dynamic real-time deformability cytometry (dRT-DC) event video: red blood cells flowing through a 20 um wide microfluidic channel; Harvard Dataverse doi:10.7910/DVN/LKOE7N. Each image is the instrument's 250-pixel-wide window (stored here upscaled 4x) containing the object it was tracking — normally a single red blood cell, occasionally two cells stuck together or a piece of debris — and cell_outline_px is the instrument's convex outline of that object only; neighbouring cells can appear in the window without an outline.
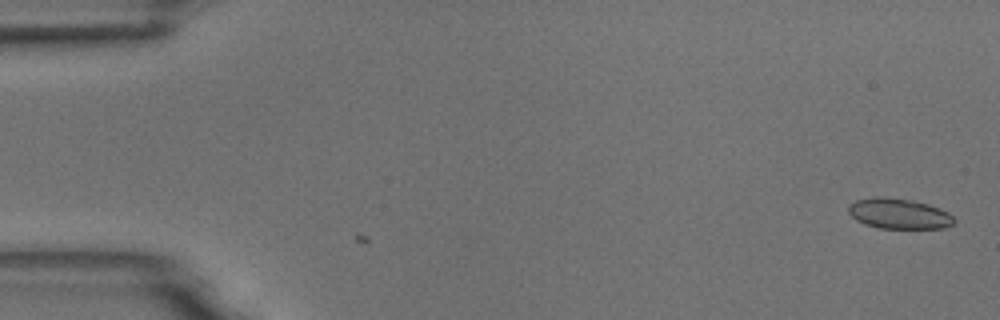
{"species": "common noctule bat (a hibernating species)", "species_latin": "Nyctalus noctula", "temperature_condition": "room temperature", "stored_images_in_passage": 4, "camera_frame_rate_fps": 3000, "um_per_image_px": 0.085, "animal": {"sex": "male", "body_mass_g": 18.8}, "frame": {"image": 1, "passage_image": 4, "time_ms": 1.0, "image_size_px": [1000, 320], "cell_outline_px": [[956, 220], [952, 224], [944, 228], [880, 228], [864, 224], [856, 220], [848, 212], [848, 204], [856, 200], [876, 196], [884, 196], [908, 200], [928, 204], [948, 212]], "centroid_in_image_um": [76.37, 18.16], "position_along_channel_um": 8.6, "area_um2": 18.67}}